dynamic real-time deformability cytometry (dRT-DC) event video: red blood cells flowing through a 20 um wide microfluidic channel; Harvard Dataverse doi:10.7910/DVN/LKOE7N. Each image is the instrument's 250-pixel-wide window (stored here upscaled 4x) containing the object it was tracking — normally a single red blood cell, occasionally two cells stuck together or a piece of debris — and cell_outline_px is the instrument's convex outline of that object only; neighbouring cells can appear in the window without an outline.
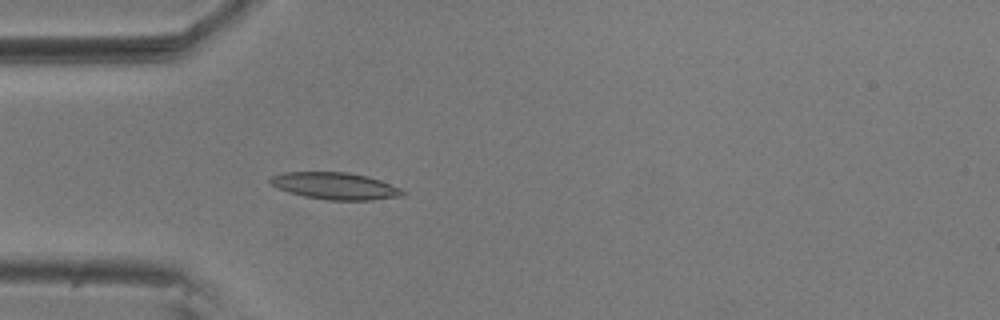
{"species": "common noctule bat (a hibernating species)", "species_latin": "Nyctalus noctula", "temperature_condition": "room temperature", "stored_images_in_passage": 44, "camera_frame_rate_fps": 3000, "um_per_image_px": 0.085, "animal": {"sex": "male", "body_mass_g": 20.5, "forearm_length_mm": 52.5}, "frame": {"image": 1, "passage_image": 5, "time_ms": 1.333, "image_size_px": [1000, 320], "cell_outline_px": [[408, 192], [404, 196], [372, 200], [328, 200], [304, 196], [288, 192], [276, 188], [268, 180], [272, 176], [284, 172], [348, 172], [368, 176], [380, 180], [400, 188]], "centroid_in_image_um": [28.52, 15.81], "position_along_channel_um": 56.5, "area_um2": 20.92}}
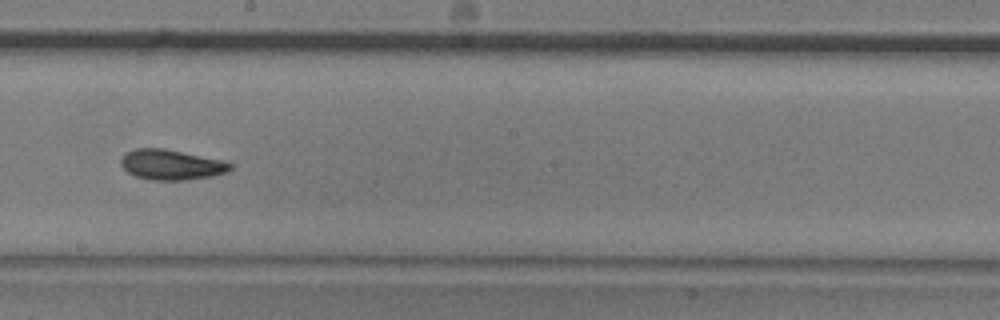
{"frame": {"image": 2, "passage_image": 20, "time_ms": 6.333, "image_size_px": [1000, 320], "cell_outline_px": [[232, 168], [224, 172], [212, 176], [184, 180], [152, 180], [132, 176], [120, 164], [120, 160], [124, 152], [136, 148], [164, 148], [220, 160], [232, 164]], "centroid_in_image_um": [14.47, 14.0], "position_along_channel_um": 233.7, "area_um2": 19.19}}
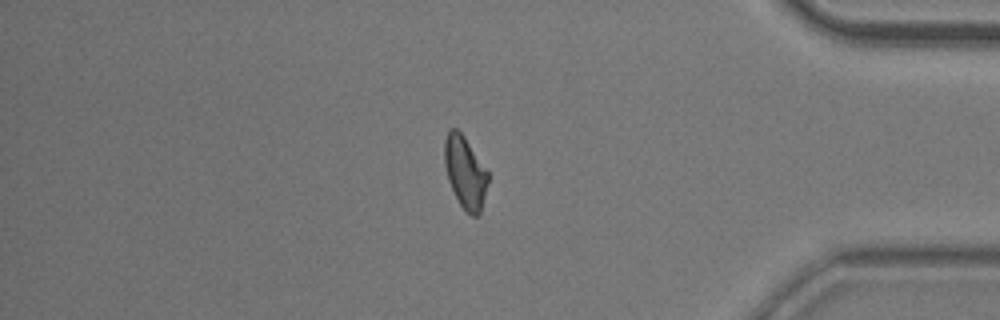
{"frame": {"image": 3, "passage_image": 36, "time_ms": 11.667, "image_size_px": [1000, 320], "cell_outline_px": [[488, 184], [480, 212], [476, 216], [472, 216], [460, 204], [448, 180], [444, 164], [444, 140], [448, 128], [456, 128], [464, 136], [488, 172]], "centroid_in_image_um": [39.52, 14.61], "position_along_channel_um": 395.7, "area_um2": 18.09}}